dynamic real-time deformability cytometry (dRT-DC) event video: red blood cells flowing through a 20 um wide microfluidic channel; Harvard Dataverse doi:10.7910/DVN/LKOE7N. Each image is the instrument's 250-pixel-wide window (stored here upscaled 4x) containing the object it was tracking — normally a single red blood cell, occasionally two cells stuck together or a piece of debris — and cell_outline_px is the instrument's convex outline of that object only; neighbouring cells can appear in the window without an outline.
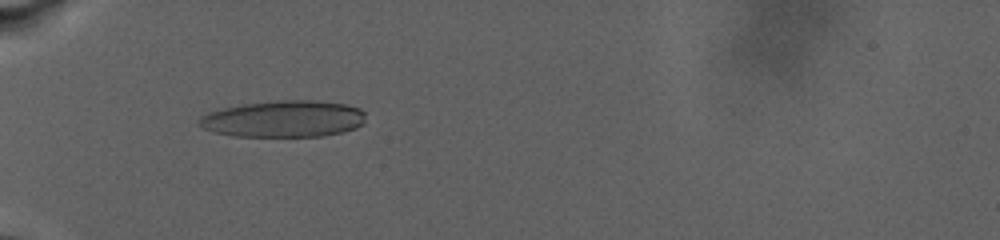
{"species": "human", "species_latin": "Homo sapiens", "temperature_condition": "warm", "stored_images_in_passage": 82, "camera_frame_rate_fps": 3000, "um_per_image_px": 0.085, "donor": {"sex": "male"}, "frame": {"image": 1, "passage_image": 27, "time_ms": 9.667, "image_size_px": [1000, 240], "cell_outline_px": [[364, 124], [356, 128], [344, 132], [324, 136], [236, 136], [216, 132], [204, 128], [196, 124], [196, 120], [200, 116], [208, 112], [224, 108], [244, 104], [280, 100], [312, 100], [344, 104], [360, 108], [364, 112]], "centroid_in_image_um": [24.12, 10.11], "position_along_channel_um": 60.9, "area_um2": 35.6}}
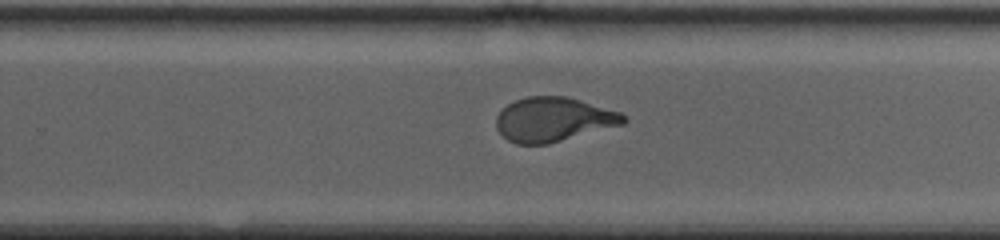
{"frame": {"image": 2, "passage_image": 52, "time_ms": 18.333, "image_size_px": [1000, 240], "cell_outline_px": [[628, 120], [624, 124], [548, 144], [516, 144], [508, 140], [496, 128], [496, 116], [508, 104], [516, 100], [528, 96], [564, 96], [580, 100], [620, 112]], "centroid_in_image_um": [47.04, 10.16], "position_along_channel_um": 282.8, "area_um2": 32.66}}
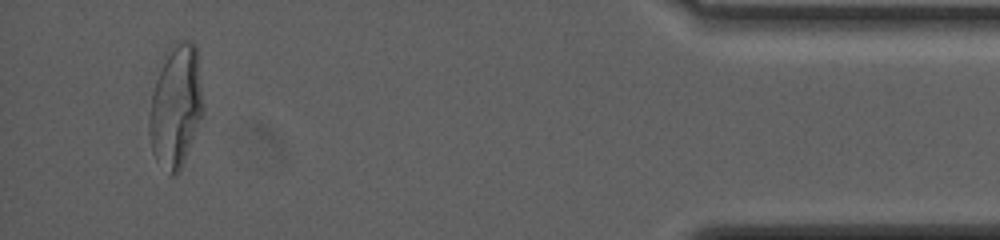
{"frame": {"image": 3, "passage_image": 79, "time_ms": 25.333, "image_size_px": [1000, 240], "cell_outline_px": [[204, 108], [184, 160], [176, 176], [168, 176], [156, 160], [152, 152], [148, 132], [148, 116], [152, 92], [164, 52], [176, 40], [192, 40], [196, 48]], "centroid_in_image_um": [14.9, 9.0], "position_along_channel_um": 420.3, "area_um2": 38.78}, "authors_computed_cell_mechanics": {"area_um2": 34.3043, "velocity_mm_per_s": 2.7455, "shape_relaxation_time_tau1_ms": 9.8674, "shape_relaxation_time_tau2_ms": 1.1609, "deformation_change_tau1": 0.2841, "deformation_change_tau2": 0.0725}}